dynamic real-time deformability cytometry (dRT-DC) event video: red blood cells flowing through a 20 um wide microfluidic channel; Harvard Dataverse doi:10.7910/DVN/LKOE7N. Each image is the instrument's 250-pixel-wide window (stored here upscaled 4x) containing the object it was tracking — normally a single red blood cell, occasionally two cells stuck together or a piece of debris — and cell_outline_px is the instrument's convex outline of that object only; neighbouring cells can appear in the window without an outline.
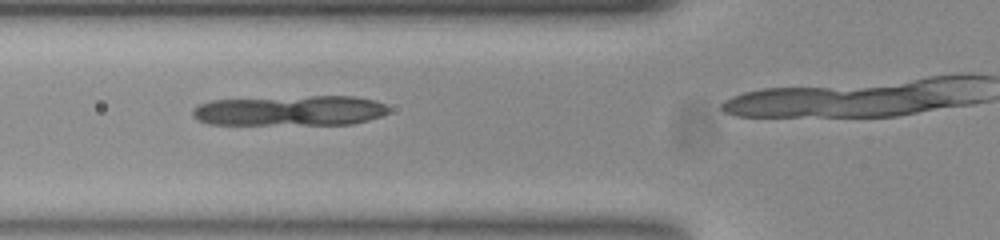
{"species": "common noctule bat (a hibernating species)", "species_latin": "Nyctalus noctula", "temperature_condition": "room temperature", "stored_images_in_passage": 16, "camera_frame_rate_fps": 3000, "um_per_image_px": 0.085, "animal": {"sex": "female", "body_mass_g": 23.0, "forearm_length_mm": 53.4}, "frame": {"image": 1, "passage_image": 13, "time_ms": 4.0, "image_size_px": [1000, 240], "cell_outline_px": [[388, 112], [380, 116], [368, 120], [352, 124], [208, 124], [192, 116], [192, 112], [200, 104], [212, 100], [312, 96], [356, 96], [372, 100], [384, 104], [388, 108]], "centroid_in_image_um": [24.67, 9.4], "position_along_channel_um": 101.1, "area_um2": 34.16}}